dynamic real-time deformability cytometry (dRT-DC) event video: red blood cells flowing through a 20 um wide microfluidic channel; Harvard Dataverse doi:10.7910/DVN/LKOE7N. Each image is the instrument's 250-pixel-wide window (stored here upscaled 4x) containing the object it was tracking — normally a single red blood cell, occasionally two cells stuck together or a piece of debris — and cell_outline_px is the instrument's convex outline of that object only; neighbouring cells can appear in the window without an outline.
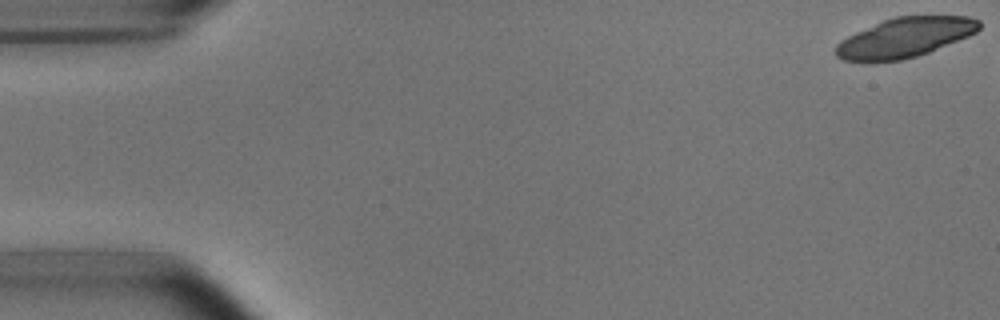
{"species": "common noctule bat (a hibernating species)", "species_latin": "Nyctalus noctula", "temperature_condition": "room temperature", "stored_images_in_passage": 3, "camera_frame_rate_fps": 3000, "um_per_image_px": 0.085, "animal": {"sex": "male", "body_mass_g": 15.6}, "frame": {"image": 1, "passage_image": 1, "time_ms": 0.0, "image_size_px": [1000, 320], "cell_outline_px": [[980, 28], [976, 32], [968, 36], [928, 52], [916, 56], [900, 60], [868, 64], [844, 60], [836, 56], [836, 44], [840, 40], [856, 32], [884, 20], [896, 16], [968, 16], [980, 20]], "centroid_in_image_um": [76.87, 3.22], "position_along_channel_um": 8.1, "area_um2": 33.29}}